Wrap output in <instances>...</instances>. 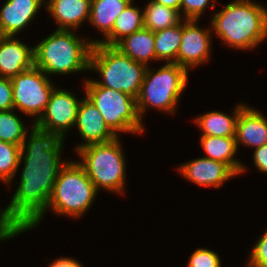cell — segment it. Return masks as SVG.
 I'll use <instances>...</instances> for the list:
<instances>
[{"mask_svg":"<svg viewBox=\"0 0 267 267\" xmlns=\"http://www.w3.org/2000/svg\"><path fill=\"white\" fill-rule=\"evenodd\" d=\"M186 267H221V260L213 250L200 248L192 253Z\"/></svg>","mask_w":267,"mask_h":267,"instance_id":"27","label":"cell"},{"mask_svg":"<svg viewBox=\"0 0 267 267\" xmlns=\"http://www.w3.org/2000/svg\"><path fill=\"white\" fill-rule=\"evenodd\" d=\"M200 144L211 160L222 162L228 165L237 175L245 172L243 164L234 159L237 152L235 137L207 136L201 135Z\"/></svg>","mask_w":267,"mask_h":267,"instance_id":"18","label":"cell"},{"mask_svg":"<svg viewBox=\"0 0 267 267\" xmlns=\"http://www.w3.org/2000/svg\"><path fill=\"white\" fill-rule=\"evenodd\" d=\"M46 8L58 23L57 29L74 30L90 18L91 0H48Z\"/></svg>","mask_w":267,"mask_h":267,"instance_id":"17","label":"cell"},{"mask_svg":"<svg viewBox=\"0 0 267 267\" xmlns=\"http://www.w3.org/2000/svg\"><path fill=\"white\" fill-rule=\"evenodd\" d=\"M235 140L239 145L259 148L267 144V119L257 109L244 106L236 123Z\"/></svg>","mask_w":267,"mask_h":267,"instance_id":"16","label":"cell"},{"mask_svg":"<svg viewBox=\"0 0 267 267\" xmlns=\"http://www.w3.org/2000/svg\"><path fill=\"white\" fill-rule=\"evenodd\" d=\"M156 3L162 4L166 7L178 10L180 12V2L181 0H152Z\"/></svg>","mask_w":267,"mask_h":267,"instance_id":"34","label":"cell"},{"mask_svg":"<svg viewBox=\"0 0 267 267\" xmlns=\"http://www.w3.org/2000/svg\"><path fill=\"white\" fill-rule=\"evenodd\" d=\"M212 30L227 46L249 50L267 37V9L251 0H235L214 13Z\"/></svg>","mask_w":267,"mask_h":267,"instance_id":"2","label":"cell"},{"mask_svg":"<svg viewBox=\"0 0 267 267\" xmlns=\"http://www.w3.org/2000/svg\"><path fill=\"white\" fill-rule=\"evenodd\" d=\"M98 41H85L74 30L56 29L34 46V66L47 76L89 70L92 47Z\"/></svg>","mask_w":267,"mask_h":267,"instance_id":"3","label":"cell"},{"mask_svg":"<svg viewBox=\"0 0 267 267\" xmlns=\"http://www.w3.org/2000/svg\"><path fill=\"white\" fill-rule=\"evenodd\" d=\"M34 66V47L15 36L0 35V77L12 79Z\"/></svg>","mask_w":267,"mask_h":267,"instance_id":"14","label":"cell"},{"mask_svg":"<svg viewBox=\"0 0 267 267\" xmlns=\"http://www.w3.org/2000/svg\"><path fill=\"white\" fill-rule=\"evenodd\" d=\"M178 170L187 180L202 187L220 188L223 182L237 176L228 165L205 157L187 162Z\"/></svg>","mask_w":267,"mask_h":267,"instance_id":"13","label":"cell"},{"mask_svg":"<svg viewBox=\"0 0 267 267\" xmlns=\"http://www.w3.org/2000/svg\"><path fill=\"white\" fill-rule=\"evenodd\" d=\"M13 111H0V141L22 146L28 129Z\"/></svg>","mask_w":267,"mask_h":267,"instance_id":"25","label":"cell"},{"mask_svg":"<svg viewBox=\"0 0 267 267\" xmlns=\"http://www.w3.org/2000/svg\"><path fill=\"white\" fill-rule=\"evenodd\" d=\"M98 190L79 162H66L59 170L47 209L56 214L80 217L92 205Z\"/></svg>","mask_w":267,"mask_h":267,"instance_id":"5","label":"cell"},{"mask_svg":"<svg viewBox=\"0 0 267 267\" xmlns=\"http://www.w3.org/2000/svg\"><path fill=\"white\" fill-rule=\"evenodd\" d=\"M11 109H14L11 79L0 77V111Z\"/></svg>","mask_w":267,"mask_h":267,"instance_id":"30","label":"cell"},{"mask_svg":"<svg viewBox=\"0 0 267 267\" xmlns=\"http://www.w3.org/2000/svg\"><path fill=\"white\" fill-rule=\"evenodd\" d=\"M253 159L257 169L267 174V144L254 150Z\"/></svg>","mask_w":267,"mask_h":267,"instance_id":"31","label":"cell"},{"mask_svg":"<svg viewBox=\"0 0 267 267\" xmlns=\"http://www.w3.org/2000/svg\"><path fill=\"white\" fill-rule=\"evenodd\" d=\"M194 19L183 21V34L177 55V64L189 71L207 62L211 53L210 29H201Z\"/></svg>","mask_w":267,"mask_h":267,"instance_id":"11","label":"cell"},{"mask_svg":"<svg viewBox=\"0 0 267 267\" xmlns=\"http://www.w3.org/2000/svg\"><path fill=\"white\" fill-rule=\"evenodd\" d=\"M211 0H181L180 12H184L185 19L198 20Z\"/></svg>","mask_w":267,"mask_h":267,"instance_id":"29","label":"cell"},{"mask_svg":"<svg viewBox=\"0 0 267 267\" xmlns=\"http://www.w3.org/2000/svg\"><path fill=\"white\" fill-rule=\"evenodd\" d=\"M31 130L21 146L20 160L23 159L24 167L20 183L1 212L4 221L17 235L40 224L59 170L65 164L61 162L64 136L35 125Z\"/></svg>","mask_w":267,"mask_h":267,"instance_id":"1","label":"cell"},{"mask_svg":"<svg viewBox=\"0 0 267 267\" xmlns=\"http://www.w3.org/2000/svg\"><path fill=\"white\" fill-rule=\"evenodd\" d=\"M132 2L117 16L111 33L98 43L115 46L124 37L144 28L143 11L133 6Z\"/></svg>","mask_w":267,"mask_h":267,"instance_id":"22","label":"cell"},{"mask_svg":"<svg viewBox=\"0 0 267 267\" xmlns=\"http://www.w3.org/2000/svg\"><path fill=\"white\" fill-rule=\"evenodd\" d=\"M80 102L81 100L68 90L54 87L45 111L33 125L41 130L57 132L64 136L66 131L76 124Z\"/></svg>","mask_w":267,"mask_h":267,"instance_id":"10","label":"cell"},{"mask_svg":"<svg viewBox=\"0 0 267 267\" xmlns=\"http://www.w3.org/2000/svg\"><path fill=\"white\" fill-rule=\"evenodd\" d=\"M85 96L100 111L106 125L118 132L142 133L144 125L137 112L136 99L114 89L99 86L95 80L84 83Z\"/></svg>","mask_w":267,"mask_h":267,"instance_id":"8","label":"cell"},{"mask_svg":"<svg viewBox=\"0 0 267 267\" xmlns=\"http://www.w3.org/2000/svg\"><path fill=\"white\" fill-rule=\"evenodd\" d=\"M245 105H237L233 115H226L220 111L204 113L202 116L195 118V123L202 130V135L235 137L236 123L239 113Z\"/></svg>","mask_w":267,"mask_h":267,"instance_id":"20","label":"cell"},{"mask_svg":"<svg viewBox=\"0 0 267 267\" xmlns=\"http://www.w3.org/2000/svg\"><path fill=\"white\" fill-rule=\"evenodd\" d=\"M183 34V21L178 25L154 32V48L157 60L177 64V55Z\"/></svg>","mask_w":267,"mask_h":267,"instance_id":"23","label":"cell"},{"mask_svg":"<svg viewBox=\"0 0 267 267\" xmlns=\"http://www.w3.org/2000/svg\"><path fill=\"white\" fill-rule=\"evenodd\" d=\"M187 80L188 71L176 63H166L156 72L147 67L136 99L140 119L149 106L174 114Z\"/></svg>","mask_w":267,"mask_h":267,"instance_id":"6","label":"cell"},{"mask_svg":"<svg viewBox=\"0 0 267 267\" xmlns=\"http://www.w3.org/2000/svg\"><path fill=\"white\" fill-rule=\"evenodd\" d=\"M75 125L85 142L76 147L77 151L85 146L106 143L118 137L106 125L100 111L86 96L79 104Z\"/></svg>","mask_w":267,"mask_h":267,"instance_id":"12","label":"cell"},{"mask_svg":"<svg viewBox=\"0 0 267 267\" xmlns=\"http://www.w3.org/2000/svg\"><path fill=\"white\" fill-rule=\"evenodd\" d=\"M14 110L35 116V121L45 111L54 89L48 76L39 68H32L11 79Z\"/></svg>","mask_w":267,"mask_h":267,"instance_id":"9","label":"cell"},{"mask_svg":"<svg viewBox=\"0 0 267 267\" xmlns=\"http://www.w3.org/2000/svg\"><path fill=\"white\" fill-rule=\"evenodd\" d=\"M131 1L133 0H91L89 22L106 38L111 33L117 16Z\"/></svg>","mask_w":267,"mask_h":267,"instance_id":"21","label":"cell"},{"mask_svg":"<svg viewBox=\"0 0 267 267\" xmlns=\"http://www.w3.org/2000/svg\"><path fill=\"white\" fill-rule=\"evenodd\" d=\"M147 66L135 62L115 46L95 44L90 54V71H98L102 87L130 95L137 99Z\"/></svg>","mask_w":267,"mask_h":267,"instance_id":"4","label":"cell"},{"mask_svg":"<svg viewBox=\"0 0 267 267\" xmlns=\"http://www.w3.org/2000/svg\"><path fill=\"white\" fill-rule=\"evenodd\" d=\"M49 267H83L78 261L69 257L55 259Z\"/></svg>","mask_w":267,"mask_h":267,"instance_id":"32","label":"cell"},{"mask_svg":"<svg viewBox=\"0 0 267 267\" xmlns=\"http://www.w3.org/2000/svg\"><path fill=\"white\" fill-rule=\"evenodd\" d=\"M17 236V233L0 217V241Z\"/></svg>","mask_w":267,"mask_h":267,"instance_id":"33","label":"cell"},{"mask_svg":"<svg viewBox=\"0 0 267 267\" xmlns=\"http://www.w3.org/2000/svg\"><path fill=\"white\" fill-rule=\"evenodd\" d=\"M254 246L247 266L267 267V230Z\"/></svg>","mask_w":267,"mask_h":267,"instance_id":"28","label":"cell"},{"mask_svg":"<svg viewBox=\"0 0 267 267\" xmlns=\"http://www.w3.org/2000/svg\"><path fill=\"white\" fill-rule=\"evenodd\" d=\"M119 141L118 136L112 141L88 145L77 151L82 160L79 163L97 190L103 187L114 193L125 191L126 165Z\"/></svg>","mask_w":267,"mask_h":267,"instance_id":"7","label":"cell"},{"mask_svg":"<svg viewBox=\"0 0 267 267\" xmlns=\"http://www.w3.org/2000/svg\"><path fill=\"white\" fill-rule=\"evenodd\" d=\"M45 0H7L0 9V35L15 36L34 19Z\"/></svg>","mask_w":267,"mask_h":267,"instance_id":"15","label":"cell"},{"mask_svg":"<svg viewBox=\"0 0 267 267\" xmlns=\"http://www.w3.org/2000/svg\"><path fill=\"white\" fill-rule=\"evenodd\" d=\"M21 146L0 141V179L10 183L20 167Z\"/></svg>","mask_w":267,"mask_h":267,"instance_id":"26","label":"cell"},{"mask_svg":"<svg viewBox=\"0 0 267 267\" xmlns=\"http://www.w3.org/2000/svg\"><path fill=\"white\" fill-rule=\"evenodd\" d=\"M115 47L135 62L148 66L149 60H157L154 48V32L147 28L135 31L120 40Z\"/></svg>","mask_w":267,"mask_h":267,"instance_id":"19","label":"cell"},{"mask_svg":"<svg viewBox=\"0 0 267 267\" xmlns=\"http://www.w3.org/2000/svg\"><path fill=\"white\" fill-rule=\"evenodd\" d=\"M143 10L144 28L157 32L171 28L182 22L178 10L150 1Z\"/></svg>","mask_w":267,"mask_h":267,"instance_id":"24","label":"cell"}]
</instances>
